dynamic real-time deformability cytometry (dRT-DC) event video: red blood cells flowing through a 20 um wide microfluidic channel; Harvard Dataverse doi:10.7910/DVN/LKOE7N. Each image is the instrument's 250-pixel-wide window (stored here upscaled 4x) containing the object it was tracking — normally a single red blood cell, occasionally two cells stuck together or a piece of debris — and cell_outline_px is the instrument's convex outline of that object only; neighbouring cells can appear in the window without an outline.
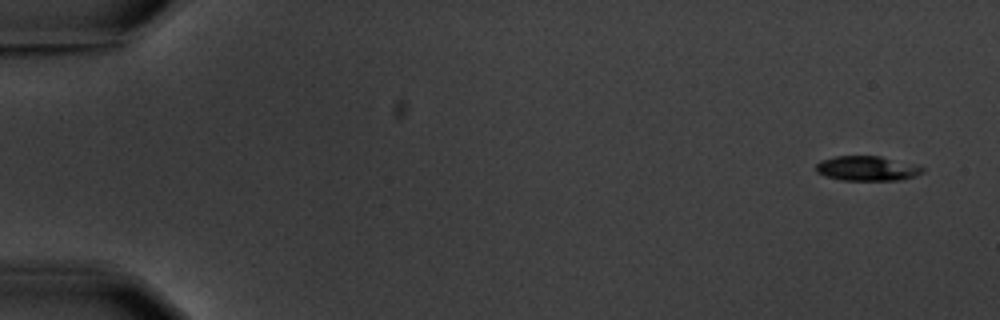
{"species": "common noctule bat (a hibernating species)", "species_latin": "Nyctalus noctula", "temperature_condition": "warm", "stored_images_in_passage": 5, "camera_frame_rate_fps": 3000, "um_per_image_px": 0.085, "animal": {"sex": "male", "body_mass_g": 20.1, "forearm_length_mm": 53.5}, "frame": {"image": 1, "passage_image": 1, "time_ms": 0.0, "image_size_px": [1000, 320], "cell_outline_px": [[924, 172], [916, 176], [900, 180], [844, 180], [824, 176], [816, 172], [816, 164], [820, 160], [836, 156], [880, 156], [924, 168]], "centroid_in_image_um": [73.65, 14.32], "position_along_channel_um": 11.4, "area_um2": 15.2}}
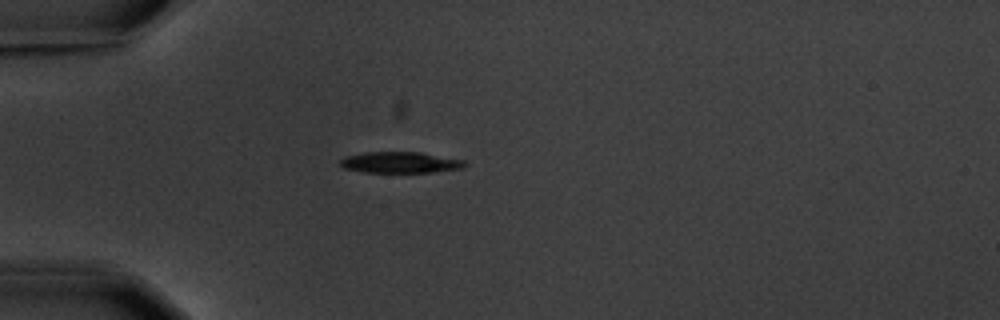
{"frame": {"image": 2, "passage_image": 5, "time_ms": 4.667, "image_size_px": [1000, 320], "cell_outline_px": [[468, 164], [464, 168], [432, 172], [364, 172], [344, 168], [340, 164], [340, 160], [344, 156], [364, 152], [420, 152], [464, 160]], "centroid_in_image_um": [34.03, 13.8], "position_along_channel_um": 51.0, "area_um2": 15.37}}